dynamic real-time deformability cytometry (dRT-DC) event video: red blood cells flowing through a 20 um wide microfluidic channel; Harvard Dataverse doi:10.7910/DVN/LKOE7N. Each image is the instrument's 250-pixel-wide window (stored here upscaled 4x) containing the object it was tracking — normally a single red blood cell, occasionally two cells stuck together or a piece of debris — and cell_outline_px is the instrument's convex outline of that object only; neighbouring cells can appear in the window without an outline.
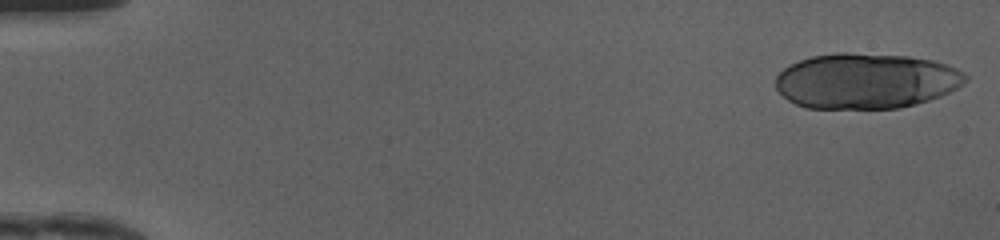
{"species": "human", "species_latin": "Homo sapiens", "temperature_condition": "cold", "stored_images_in_passage": 47, "segment_of_instrument_passage": [1, 2], "camera_frame_rate_fps": 3000, "um_per_image_px": 0.085, "donor": {"sex": "female"}, "frame": {"image": 1, "passage_image": 1, "time_ms": 0.0, "image_size_px": [1000, 240], "cell_outline_px": [[968, 80], [964, 84], [940, 96], [916, 104], [900, 108], [808, 108], [796, 104], [788, 100], [776, 88], [776, 76], [784, 68], [800, 60], [812, 56], [836, 52], [848, 52], [908, 56], [932, 60], [956, 68], [964, 72], [968, 76]], "centroid_in_image_um": [73.62, 6.87], "position_along_channel_um": 11.4, "area_um2": 61.38}}